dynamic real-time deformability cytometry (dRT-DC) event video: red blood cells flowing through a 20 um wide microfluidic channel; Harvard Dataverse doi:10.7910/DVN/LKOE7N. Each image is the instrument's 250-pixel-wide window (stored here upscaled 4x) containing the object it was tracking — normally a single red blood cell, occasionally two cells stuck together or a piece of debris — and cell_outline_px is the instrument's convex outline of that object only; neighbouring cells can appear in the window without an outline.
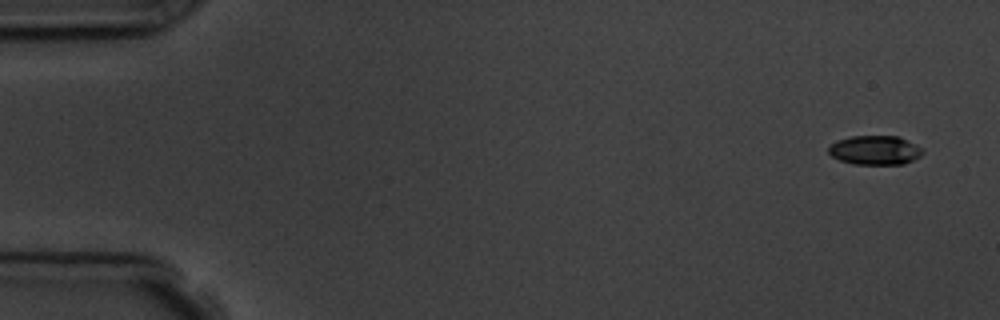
{"species": "common noctule bat (a hibernating species)", "species_latin": "Nyctalus noctula", "temperature_condition": "room temperature", "stored_images_in_passage": 5, "camera_frame_rate_fps": 3000, "um_per_image_px": 0.085, "animal": {"sex": "male", "body_mass_g": 19.5, "forearm_length_mm": 54.6}, "frame": {"image": 1, "passage_image": 1, "time_ms": 0.0, "image_size_px": [1000, 320], "cell_outline_px": [[924, 152], [920, 156], [904, 164], [852, 164], [840, 160], [832, 156], [828, 152], [828, 148], [836, 140], [852, 136], [896, 136], [916, 144]], "centroid_in_image_um": [74.35, 12.77], "position_along_channel_um": 10.6, "area_um2": 15.9}}
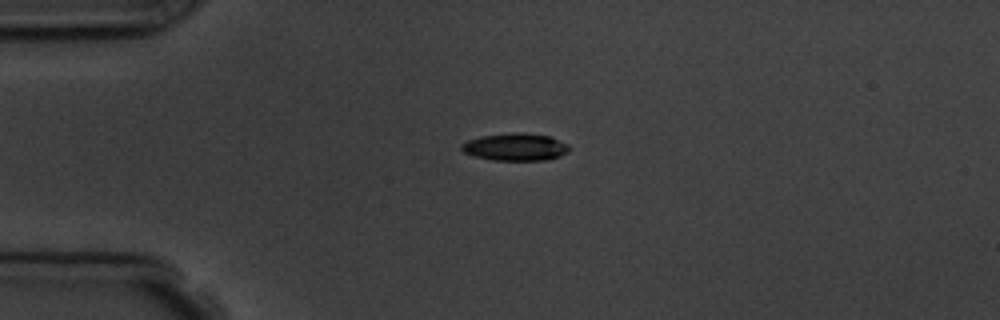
{"frame": {"image": 2, "passage_image": 4, "time_ms": 3.667, "image_size_px": [1000, 320], "cell_outline_px": [[568, 152], [560, 156], [544, 160], [492, 160], [476, 156], [464, 152], [460, 148], [460, 144], [468, 140], [480, 136], [512, 132], [524, 132], [552, 136], [568, 144]], "centroid_in_image_um": [43.81, 12.47], "position_along_channel_um": 41.2, "area_um2": 17.34}}